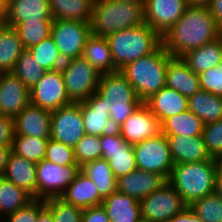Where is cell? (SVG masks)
<instances>
[{
    "label": "cell",
    "instance_id": "obj_49",
    "mask_svg": "<svg viewBox=\"0 0 222 222\" xmlns=\"http://www.w3.org/2000/svg\"><path fill=\"white\" fill-rule=\"evenodd\" d=\"M206 5L215 20L216 26L222 32V0H210Z\"/></svg>",
    "mask_w": 222,
    "mask_h": 222
},
{
    "label": "cell",
    "instance_id": "obj_11",
    "mask_svg": "<svg viewBox=\"0 0 222 222\" xmlns=\"http://www.w3.org/2000/svg\"><path fill=\"white\" fill-rule=\"evenodd\" d=\"M80 172V166H59L51 161L37 163V198L60 197Z\"/></svg>",
    "mask_w": 222,
    "mask_h": 222
},
{
    "label": "cell",
    "instance_id": "obj_19",
    "mask_svg": "<svg viewBox=\"0 0 222 222\" xmlns=\"http://www.w3.org/2000/svg\"><path fill=\"white\" fill-rule=\"evenodd\" d=\"M51 112L29 103L14 118V135L50 139Z\"/></svg>",
    "mask_w": 222,
    "mask_h": 222
},
{
    "label": "cell",
    "instance_id": "obj_56",
    "mask_svg": "<svg viewBox=\"0 0 222 222\" xmlns=\"http://www.w3.org/2000/svg\"><path fill=\"white\" fill-rule=\"evenodd\" d=\"M189 4L206 5L210 0H188Z\"/></svg>",
    "mask_w": 222,
    "mask_h": 222
},
{
    "label": "cell",
    "instance_id": "obj_53",
    "mask_svg": "<svg viewBox=\"0 0 222 222\" xmlns=\"http://www.w3.org/2000/svg\"><path fill=\"white\" fill-rule=\"evenodd\" d=\"M37 222H54L51 211L46 206L39 212Z\"/></svg>",
    "mask_w": 222,
    "mask_h": 222
},
{
    "label": "cell",
    "instance_id": "obj_41",
    "mask_svg": "<svg viewBox=\"0 0 222 222\" xmlns=\"http://www.w3.org/2000/svg\"><path fill=\"white\" fill-rule=\"evenodd\" d=\"M44 200L54 222H82L83 209L67 203L61 197H49Z\"/></svg>",
    "mask_w": 222,
    "mask_h": 222
},
{
    "label": "cell",
    "instance_id": "obj_52",
    "mask_svg": "<svg viewBox=\"0 0 222 222\" xmlns=\"http://www.w3.org/2000/svg\"><path fill=\"white\" fill-rule=\"evenodd\" d=\"M214 192L222 198V159L218 160L215 176V190Z\"/></svg>",
    "mask_w": 222,
    "mask_h": 222
},
{
    "label": "cell",
    "instance_id": "obj_17",
    "mask_svg": "<svg viewBox=\"0 0 222 222\" xmlns=\"http://www.w3.org/2000/svg\"><path fill=\"white\" fill-rule=\"evenodd\" d=\"M30 103V90L13 72L0 73V114L13 119Z\"/></svg>",
    "mask_w": 222,
    "mask_h": 222
},
{
    "label": "cell",
    "instance_id": "obj_36",
    "mask_svg": "<svg viewBox=\"0 0 222 222\" xmlns=\"http://www.w3.org/2000/svg\"><path fill=\"white\" fill-rule=\"evenodd\" d=\"M53 20H24L15 26L24 49L39 44L51 34Z\"/></svg>",
    "mask_w": 222,
    "mask_h": 222
},
{
    "label": "cell",
    "instance_id": "obj_57",
    "mask_svg": "<svg viewBox=\"0 0 222 222\" xmlns=\"http://www.w3.org/2000/svg\"><path fill=\"white\" fill-rule=\"evenodd\" d=\"M117 1H128V2H130V1H133V2H145V0H117Z\"/></svg>",
    "mask_w": 222,
    "mask_h": 222
},
{
    "label": "cell",
    "instance_id": "obj_35",
    "mask_svg": "<svg viewBox=\"0 0 222 222\" xmlns=\"http://www.w3.org/2000/svg\"><path fill=\"white\" fill-rule=\"evenodd\" d=\"M34 198L4 177H0V220L26 206Z\"/></svg>",
    "mask_w": 222,
    "mask_h": 222
},
{
    "label": "cell",
    "instance_id": "obj_7",
    "mask_svg": "<svg viewBox=\"0 0 222 222\" xmlns=\"http://www.w3.org/2000/svg\"><path fill=\"white\" fill-rule=\"evenodd\" d=\"M60 70L73 103L85 101L96 92L101 74L83 57L64 61Z\"/></svg>",
    "mask_w": 222,
    "mask_h": 222
},
{
    "label": "cell",
    "instance_id": "obj_18",
    "mask_svg": "<svg viewBox=\"0 0 222 222\" xmlns=\"http://www.w3.org/2000/svg\"><path fill=\"white\" fill-rule=\"evenodd\" d=\"M161 133V123L142 103L121 125V136L129 144L135 145Z\"/></svg>",
    "mask_w": 222,
    "mask_h": 222
},
{
    "label": "cell",
    "instance_id": "obj_43",
    "mask_svg": "<svg viewBox=\"0 0 222 222\" xmlns=\"http://www.w3.org/2000/svg\"><path fill=\"white\" fill-rule=\"evenodd\" d=\"M44 159L59 166L78 165L75 159L74 148L51 138L48 141Z\"/></svg>",
    "mask_w": 222,
    "mask_h": 222
},
{
    "label": "cell",
    "instance_id": "obj_42",
    "mask_svg": "<svg viewBox=\"0 0 222 222\" xmlns=\"http://www.w3.org/2000/svg\"><path fill=\"white\" fill-rule=\"evenodd\" d=\"M77 164H83L102 158L100 136L85 134L73 147Z\"/></svg>",
    "mask_w": 222,
    "mask_h": 222
},
{
    "label": "cell",
    "instance_id": "obj_31",
    "mask_svg": "<svg viewBox=\"0 0 222 222\" xmlns=\"http://www.w3.org/2000/svg\"><path fill=\"white\" fill-rule=\"evenodd\" d=\"M53 20L89 22L94 0H48Z\"/></svg>",
    "mask_w": 222,
    "mask_h": 222
},
{
    "label": "cell",
    "instance_id": "obj_22",
    "mask_svg": "<svg viewBox=\"0 0 222 222\" xmlns=\"http://www.w3.org/2000/svg\"><path fill=\"white\" fill-rule=\"evenodd\" d=\"M3 177L37 198V163L12 151Z\"/></svg>",
    "mask_w": 222,
    "mask_h": 222
},
{
    "label": "cell",
    "instance_id": "obj_37",
    "mask_svg": "<svg viewBox=\"0 0 222 222\" xmlns=\"http://www.w3.org/2000/svg\"><path fill=\"white\" fill-rule=\"evenodd\" d=\"M12 72L31 90L47 71L38 64L29 50L25 49Z\"/></svg>",
    "mask_w": 222,
    "mask_h": 222
},
{
    "label": "cell",
    "instance_id": "obj_34",
    "mask_svg": "<svg viewBox=\"0 0 222 222\" xmlns=\"http://www.w3.org/2000/svg\"><path fill=\"white\" fill-rule=\"evenodd\" d=\"M24 50L15 27L7 25L0 33V73L12 72Z\"/></svg>",
    "mask_w": 222,
    "mask_h": 222
},
{
    "label": "cell",
    "instance_id": "obj_12",
    "mask_svg": "<svg viewBox=\"0 0 222 222\" xmlns=\"http://www.w3.org/2000/svg\"><path fill=\"white\" fill-rule=\"evenodd\" d=\"M86 134L80 102L51 112L50 138L74 147Z\"/></svg>",
    "mask_w": 222,
    "mask_h": 222
},
{
    "label": "cell",
    "instance_id": "obj_33",
    "mask_svg": "<svg viewBox=\"0 0 222 222\" xmlns=\"http://www.w3.org/2000/svg\"><path fill=\"white\" fill-rule=\"evenodd\" d=\"M203 122L190 110L173 115L161 123V133L165 136H201Z\"/></svg>",
    "mask_w": 222,
    "mask_h": 222
},
{
    "label": "cell",
    "instance_id": "obj_23",
    "mask_svg": "<svg viewBox=\"0 0 222 222\" xmlns=\"http://www.w3.org/2000/svg\"><path fill=\"white\" fill-rule=\"evenodd\" d=\"M144 104L159 122L162 123L170 116L187 111L188 97L165 86L158 93L147 99Z\"/></svg>",
    "mask_w": 222,
    "mask_h": 222
},
{
    "label": "cell",
    "instance_id": "obj_40",
    "mask_svg": "<svg viewBox=\"0 0 222 222\" xmlns=\"http://www.w3.org/2000/svg\"><path fill=\"white\" fill-rule=\"evenodd\" d=\"M202 222H222V198L215 192L188 206Z\"/></svg>",
    "mask_w": 222,
    "mask_h": 222
},
{
    "label": "cell",
    "instance_id": "obj_32",
    "mask_svg": "<svg viewBox=\"0 0 222 222\" xmlns=\"http://www.w3.org/2000/svg\"><path fill=\"white\" fill-rule=\"evenodd\" d=\"M80 171L96 185L98 194L104 199L116 191L117 179L114 177L106 159H96L80 167Z\"/></svg>",
    "mask_w": 222,
    "mask_h": 222
},
{
    "label": "cell",
    "instance_id": "obj_38",
    "mask_svg": "<svg viewBox=\"0 0 222 222\" xmlns=\"http://www.w3.org/2000/svg\"><path fill=\"white\" fill-rule=\"evenodd\" d=\"M49 139L14 135L12 151L35 163L44 160Z\"/></svg>",
    "mask_w": 222,
    "mask_h": 222
},
{
    "label": "cell",
    "instance_id": "obj_13",
    "mask_svg": "<svg viewBox=\"0 0 222 222\" xmlns=\"http://www.w3.org/2000/svg\"><path fill=\"white\" fill-rule=\"evenodd\" d=\"M30 103L50 112L73 103L66 92L60 69L47 71L43 75L30 90Z\"/></svg>",
    "mask_w": 222,
    "mask_h": 222
},
{
    "label": "cell",
    "instance_id": "obj_29",
    "mask_svg": "<svg viewBox=\"0 0 222 222\" xmlns=\"http://www.w3.org/2000/svg\"><path fill=\"white\" fill-rule=\"evenodd\" d=\"M82 57L89 61L100 74L118 72L106 37L90 35L84 46Z\"/></svg>",
    "mask_w": 222,
    "mask_h": 222
},
{
    "label": "cell",
    "instance_id": "obj_3",
    "mask_svg": "<svg viewBox=\"0 0 222 222\" xmlns=\"http://www.w3.org/2000/svg\"><path fill=\"white\" fill-rule=\"evenodd\" d=\"M171 58L161 44L154 52L130 62L120 70L143 103L166 86L167 63Z\"/></svg>",
    "mask_w": 222,
    "mask_h": 222
},
{
    "label": "cell",
    "instance_id": "obj_51",
    "mask_svg": "<svg viewBox=\"0 0 222 222\" xmlns=\"http://www.w3.org/2000/svg\"><path fill=\"white\" fill-rule=\"evenodd\" d=\"M12 146H0V177H3Z\"/></svg>",
    "mask_w": 222,
    "mask_h": 222
},
{
    "label": "cell",
    "instance_id": "obj_28",
    "mask_svg": "<svg viewBox=\"0 0 222 222\" xmlns=\"http://www.w3.org/2000/svg\"><path fill=\"white\" fill-rule=\"evenodd\" d=\"M181 58L197 75L218 66L222 61V36L201 47L188 51Z\"/></svg>",
    "mask_w": 222,
    "mask_h": 222
},
{
    "label": "cell",
    "instance_id": "obj_30",
    "mask_svg": "<svg viewBox=\"0 0 222 222\" xmlns=\"http://www.w3.org/2000/svg\"><path fill=\"white\" fill-rule=\"evenodd\" d=\"M188 110L199 117L203 124L222 119V97L199 90L188 97Z\"/></svg>",
    "mask_w": 222,
    "mask_h": 222
},
{
    "label": "cell",
    "instance_id": "obj_4",
    "mask_svg": "<svg viewBox=\"0 0 222 222\" xmlns=\"http://www.w3.org/2000/svg\"><path fill=\"white\" fill-rule=\"evenodd\" d=\"M218 159L174 165L168 182L189 206L214 193Z\"/></svg>",
    "mask_w": 222,
    "mask_h": 222
},
{
    "label": "cell",
    "instance_id": "obj_8",
    "mask_svg": "<svg viewBox=\"0 0 222 222\" xmlns=\"http://www.w3.org/2000/svg\"><path fill=\"white\" fill-rule=\"evenodd\" d=\"M137 169L155 172L167 181L171 175L174 162L167 137L160 133L133 145Z\"/></svg>",
    "mask_w": 222,
    "mask_h": 222
},
{
    "label": "cell",
    "instance_id": "obj_48",
    "mask_svg": "<svg viewBox=\"0 0 222 222\" xmlns=\"http://www.w3.org/2000/svg\"><path fill=\"white\" fill-rule=\"evenodd\" d=\"M82 222H111L102 205L88 207L82 211Z\"/></svg>",
    "mask_w": 222,
    "mask_h": 222
},
{
    "label": "cell",
    "instance_id": "obj_45",
    "mask_svg": "<svg viewBox=\"0 0 222 222\" xmlns=\"http://www.w3.org/2000/svg\"><path fill=\"white\" fill-rule=\"evenodd\" d=\"M45 207V200L34 198L26 206L5 216L2 222H37L39 212Z\"/></svg>",
    "mask_w": 222,
    "mask_h": 222
},
{
    "label": "cell",
    "instance_id": "obj_14",
    "mask_svg": "<svg viewBox=\"0 0 222 222\" xmlns=\"http://www.w3.org/2000/svg\"><path fill=\"white\" fill-rule=\"evenodd\" d=\"M81 114L86 134L113 136L121 134V125L110 119V109L95 92L85 101L80 102Z\"/></svg>",
    "mask_w": 222,
    "mask_h": 222
},
{
    "label": "cell",
    "instance_id": "obj_39",
    "mask_svg": "<svg viewBox=\"0 0 222 222\" xmlns=\"http://www.w3.org/2000/svg\"><path fill=\"white\" fill-rule=\"evenodd\" d=\"M28 50L38 64L46 71L58 70L63 65L64 61L51 36L47 37L39 44L30 47Z\"/></svg>",
    "mask_w": 222,
    "mask_h": 222
},
{
    "label": "cell",
    "instance_id": "obj_15",
    "mask_svg": "<svg viewBox=\"0 0 222 222\" xmlns=\"http://www.w3.org/2000/svg\"><path fill=\"white\" fill-rule=\"evenodd\" d=\"M189 5L188 0H145V23L162 37Z\"/></svg>",
    "mask_w": 222,
    "mask_h": 222
},
{
    "label": "cell",
    "instance_id": "obj_27",
    "mask_svg": "<svg viewBox=\"0 0 222 222\" xmlns=\"http://www.w3.org/2000/svg\"><path fill=\"white\" fill-rule=\"evenodd\" d=\"M6 18L13 27L24 20H53L48 0H9Z\"/></svg>",
    "mask_w": 222,
    "mask_h": 222
},
{
    "label": "cell",
    "instance_id": "obj_46",
    "mask_svg": "<svg viewBox=\"0 0 222 222\" xmlns=\"http://www.w3.org/2000/svg\"><path fill=\"white\" fill-rule=\"evenodd\" d=\"M200 89L222 97V61L199 75Z\"/></svg>",
    "mask_w": 222,
    "mask_h": 222
},
{
    "label": "cell",
    "instance_id": "obj_10",
    "mask_svg": "<svg viewBox=\"0 0 222 222\" xmlns=\"http://www.w3.org/2000/svg\"><path fill=\"white\" fill-rule=\"evenodd\" d=\"M91 35L89 22L53 20L51 34L63 61L82 57L84 46Z\"/></svg>",
    "mask_w": 222,
    "mask_h": 222
},
{
    "label": "cell",
    "instance_id": "obj_6",
    "mask_svg": "<svg viewBox=\"0 0 222 222\" xmlns=\"http://www.w3.org/2000/svg\"><path fill=\"white\" fill-rule=\"evenodd\" d=\"M96 93L110 109V119L120 125L143 103L120 71L101 74Z\"/></svg>",
    "mask_w": 222,
    "mask_h": 222
},
{
    "label": "cell",
    "instance_id": "obj_2",
    "mask_svg": "<svg viewBox=\"0 0 222 222\" xmlns=\"http://www.w3.org/2000/svg\"><path fill=\"white\" fill-rule=\"evenodd\" d=\"M145 23L144 2L94 0L89 21L91 34L107 37Z\"/></svg>",
    "mask_w": 222,
    "mask_h": 222
},
{
    "label": "cell",
    "instance_id": "obj_21",
    "mask_svg": "<svg viewBox=\"0 0 222 222\" xmlns=\"http://www.w3.org/2000/svg\"><path fill=\"white\" fill-rule=\"evenodd\" d=\"M174 165L195 163L212 159L207 152L203 137L194 136H166Z\"/></svg>",
    "mask_w": 222,
    "mask_h": 222
},
{
    "label": "cell",
    "instance_id": "obj_16",
    "mask_svg": "<svg viewBox=\"0 0 222 222\" xmlns=\"http://www.w3.org/2000/svg\"><path fill=\"white\" fill-rule=\"evenodd\" d=\"M102 159H106L116 179L137 169L133 145L121 135L100 136Z\"/></svg>",
    "mask_w": 222,
    "mask_h": 222
},
{
    "label": "cell",
    "instance_id": "obj_5",
    "mask_svg": "<svg viewBox=\"0 0 222 222\" xmlns=\"http://www.w3.org/2000/svg\"><path fill=\"white\" fill-rule=\"evenodd\" d=\"M114 65L120 71L130 62L154 52L161 44V36L146 23L114 32L106 37Z\"/></svg>",
    "mask_w": 222,
    "mask_h": 222
},
{
    "label": "cell",
    "instance_id": "obj_9",
    "mask_svg": "<svg viewBox=\"0 0 222 222\" xmlns=\"http://www.w3.org/2000/svg\"><path fill=\"white\" fill-rule=\"evenodd\" d=\"M143 222H168L188 206L167 181L141 201Z\"/></svg>",
    "mask_w": 222,
    "mask_h": 222
},
{
    "label": "cell",
    "instance_id": "obj_26",
    "mask_svg": "<svg viewBox=\"0 0 222 222\" xmlns=\"http://www.w3.org/2000/svg\"><path fill=\"white\" fill-rule=\"evenodd\" d=\"M60 197L67 203L81 209L100 206L103 202V198L98 194V189L93 180L81 171Z\"/></svg>",
    "mask_w": 222,
    "mask_h": 222
},
{
    "label": "cell",
    "instance_id": "obj_47",
    "mask_svg": "<svg viewBox=\"0 0 222 222\" xmlns=\"http://www.w3.org/2000/svg\"><path fill=\"white\" fill-rule=\"evenodd\" d=\"M14 119L0 114V146H12Z\"/></svg>",
    "mask_w": 222,
    "mask_h": 222
},
{
    "label": "cell",
    "instance_id": "obj_44",
    "mask_svg": "<svg viewBox=\"0 0 222 222\" xmlns=\"http://www.w3.org/2000/svg\"><path fill=\"white\" fill-rule=\"evenodd\" d=\"M202 137L210 156L222 159V119L205 124Z\"/></svg>",
    "mask_w": 222,
    "mask_h": 222
},
{
    "label": "cell",
    "instance_id": "obj_24",
    "mask_svg": "<svg viewBox=\"0 0 222 222\" xmlns=\"http://www.w3.org/2000/svg\"><path fill=\"white\" fill-rule=\"evenodd\" d=\"M166 87L189 97L200 90L199 76L181 57H172L167 63Z\"/></svg>",
    "mask_w": 222,
    "mask_h": 222
},
{
    "label": "cell",
    "instance_id": "obj_55",
    "mask_svg": "<svg viewBox=\"0 0 222 222\" xmlns=\"http://www.w3.org/2000/svg\"><path fill=\"white\" fill-rule=\"evenodd\" d=\"M7 26L6 15H0V33Z\"/></svg>",
    "mask_w": 222,
    "mask_h": 222
},
{
    "label": "cell",
    "instance_id": "obj_50",
    "mask_svg": "<svg viewBox=\"0 0 222 222\" xmlns=\"http://www.w3.org/2000/svg\"><path fill=\"white\" fill-rule=\"evenodd\" d=\"M168 222H202L201 219L187 207L179 214L175 215Z\"/></svg>",
    "mask_w": 222,
    "mask_h": 222
},
{
    "label": "cell",
    "instance_id": "obj_25",
    "mask_svg": "<svg viewBox=\"0 0 222 222\" xmlns=\"http://www.w3.org/2000/svg\"><path fill=\"white\" fill-rule=\"evenodd\" d=\"M101 205L111 222H143L140 201L129 195L115 191Z\"/></svg>",
    "mask_w": 222,
    "mask_h": 222
},
{
    "label": "cell",
    "instance_id": "obj_54",
    "mask_svg": "<svg viewBox=\"0 0 222 222\" xmlns=\"http://www.w3.org/2000/svg\"><path fill=\"white\" fill-rule=\"evenodd\" d=\"M9 0H0V15L8 14Z\"/></svg>",
    "mask_w": 222,
    "mask_h": 222
},
{
    "label": "cell",
    "instance_id": "obj_20",
    "mask_svg": "<svg viewBox=\"0 0 222 222\" xmlns=\"http://www.w3.org/2000/svg\"><path fill=\"white\" fill-rule=\"evenodd\" d=\"M167 180L155 172L136 169L117 179L116 191L138 201L160 188Z\"/></svg>",
    "mask_w": 222,
    "mask_h": 222
},
{
    "label": "cell",
    "instance_id": "obj_1",
    "mask_svg": "<svg viewBox=\"0 0 222 222\" xmlns=\"http://www.w3.org/2000/svg\"><path fill=\"white\" fill-rule=\"evenodd\" d=\"M221 31L207 5L190 4L181 18L161 37L162 45L172 57L216 40Z\"/></svg>",
    "mask_w": 222,
    "mask_h": 222
}]
</instances>
